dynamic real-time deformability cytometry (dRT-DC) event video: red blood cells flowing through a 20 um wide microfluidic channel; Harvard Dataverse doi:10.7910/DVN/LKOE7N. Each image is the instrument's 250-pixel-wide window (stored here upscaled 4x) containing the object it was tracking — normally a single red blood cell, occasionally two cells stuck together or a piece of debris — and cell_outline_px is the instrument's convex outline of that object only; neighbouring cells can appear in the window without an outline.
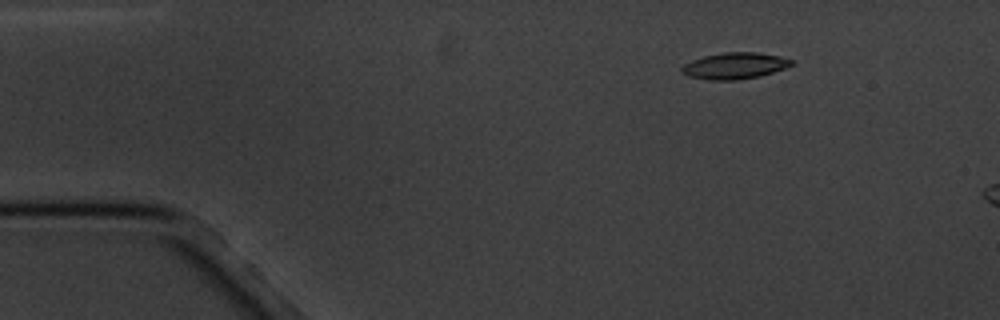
{"species": "common noctule bat (a hibernating species)", "species_latin": "Nyctalus noctula", "temperature_condition": "cold", "stored_images_in_passage": 5, "camera_frame_rate_fps": 3000, "um_per_image_px": 0.085, "animal": {"sex": "male", "body_mass_g": 20.1, "forearm_length_mm": 53.5}, "frame": {"image": 1, "passage_image": 3, "time_ms": 2.333, "image_size_px": [1000, 320], "cell_outline_px": [[792, 64], [784, 68], [760, 76], [736, 80], [708, 80], [688, 76], [680, 68], [684, 64], [692, 60], [704, 56], [724, 52], [756, 52], [780, 56], [792, 60]], "centroid_in_image_um": [62.43, 5.59], "position_along_channel_um": 22.6, "area_um2": 16.7}}